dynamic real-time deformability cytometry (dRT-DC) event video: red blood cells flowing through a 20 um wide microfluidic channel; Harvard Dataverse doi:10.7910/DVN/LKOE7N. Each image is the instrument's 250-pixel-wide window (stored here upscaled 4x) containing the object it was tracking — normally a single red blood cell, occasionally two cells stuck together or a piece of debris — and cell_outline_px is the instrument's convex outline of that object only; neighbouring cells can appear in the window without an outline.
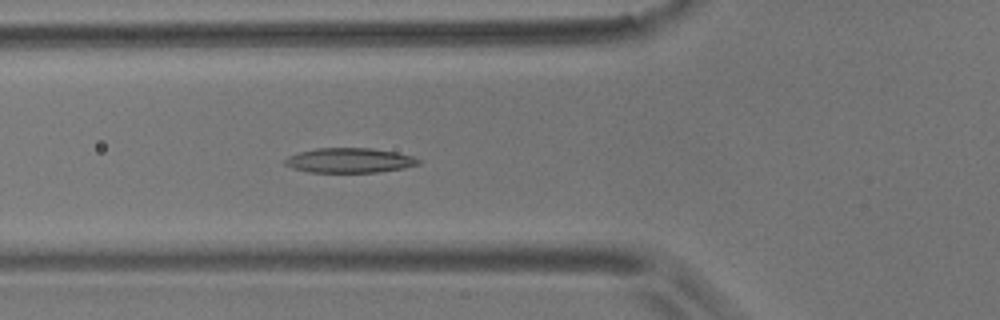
{"species": "common noctule bat (a hibernating species)", "species_latin": "Nyctalus noctula", "temperature_condition": "room temperature", "stored_images_in_passage": 56, "camera_frame_rate_fps": 3000, "um_per_image_px": 0.085, "animal": {"sex": "male", "body_mass_g": 17.9}, "frame": {"image": 1, "passage_image": 20, "time_ms": 6.333, "image_size_px": [1000, 320], "cell_outline_px": [[420, 164], [404, 168], [376, 172], [308, 172], [292, 168], [284, 164], [284, 160], [288, 156], [300, 152], [316, 148], [372, 148], [396, 152], [412, 156], [420, 160]], "centroid_in_image_um": [29.7, 13.63], "position_along_channel_um": 96.1, "area_um2": 19.25}}
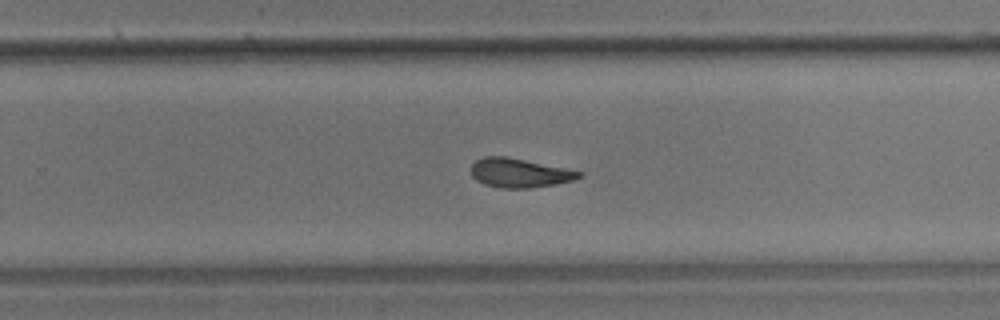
{"frame": {"image": 2, "passage_image": 36, "time_ms": 11.667, "image_size_px": [1000, 320], "cell_outline_px": [[584, 172], [580, 176], [572, 180], [556, 184], [532, 188], [500, 188], [484, 184], [476, 180], [472, 176], [472, 164], [476, 160], [484, 156], [504, 156]], "centroid_in_image_um": [44.12, 14.71], "position_along_channel_um": 285.7, "area_um2": 18.09}}
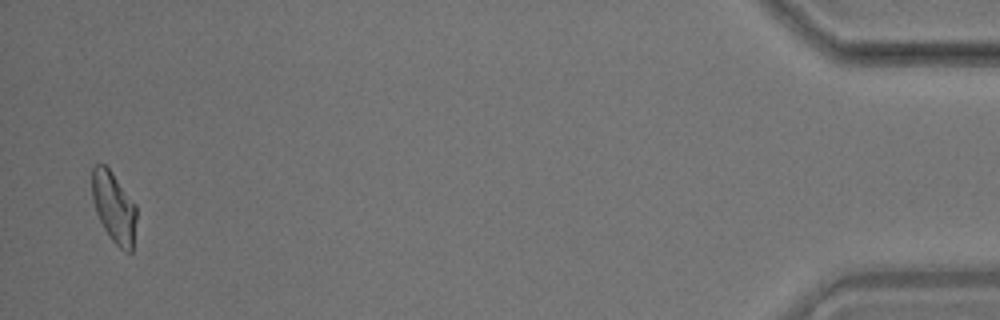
{"frame": {"image": 3, "passage_image": 55, "time_ms": 18.0, "image_size_px": [1000, 320], "cell_outline_px": [[136, 220], [132, 252], [128, 252], [120, 248], [112, 240], [104, 228], [96, 212], [92, 200], [92, 168], [96, 164], [104, 164], [112, 172], [136, 204]], "centroid_in_image_um": [9.68, 17.61], "position_along_channel_um": 425.5, "area_um2": 18.26}, "authors_computed_cell_mechanics": {"area_um2": 18.9295, "velocity_mm_per_s": 3.5496, "shape_relaxation_time_tau1_ms": null, "shape_relaxation_time_tau2_ms": 4.4897, "deformation_change_tau1": null, "deformation_change_tau2": 0.1195}}